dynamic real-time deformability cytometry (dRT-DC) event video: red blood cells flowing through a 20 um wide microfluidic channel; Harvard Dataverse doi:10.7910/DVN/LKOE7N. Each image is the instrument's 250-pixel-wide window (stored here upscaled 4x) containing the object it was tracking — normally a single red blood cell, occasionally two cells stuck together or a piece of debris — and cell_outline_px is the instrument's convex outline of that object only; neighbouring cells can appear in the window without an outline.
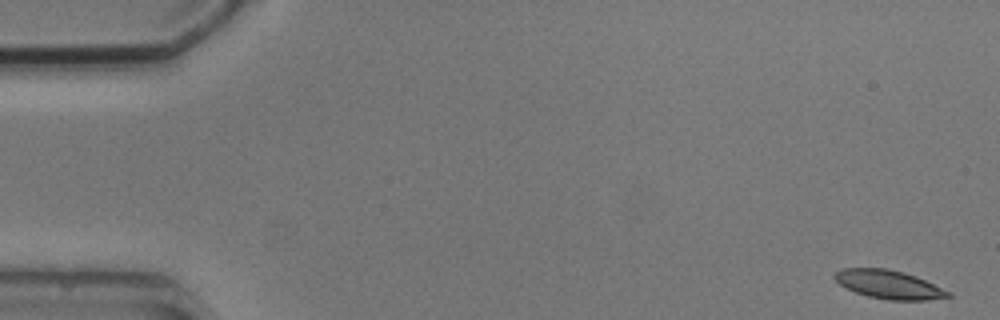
{"species": "common noctule bat (a hibernating species)", "species_latin": "Nyctalus noctula", "temperature_condition": "cold", "stored_images_in_passage": 5, "camera_frame_rate_fps": 3000, "um_per_image_px": 0.085, "animal": {"sex": "male", "body_mass_g": 20.5, "forearm_length_mm": 52.5}, "frame": {"image": 1, "passage_image": 1, "time_ms": 0.0, "image_size_px": [1000, 320], "cell_outline_px": [[952, 296], [928, 300], [888, 300], [868, 296], [856, 292], [840, 284], [832, 276], [836, 272], [844, 268], [888, 268], [904, 272], [916, 276], [952, 292]], "centroid_in_image_um": [75.59, 24.18], "position_along_channel_um": 9.4, "area_um2": 18.84}}
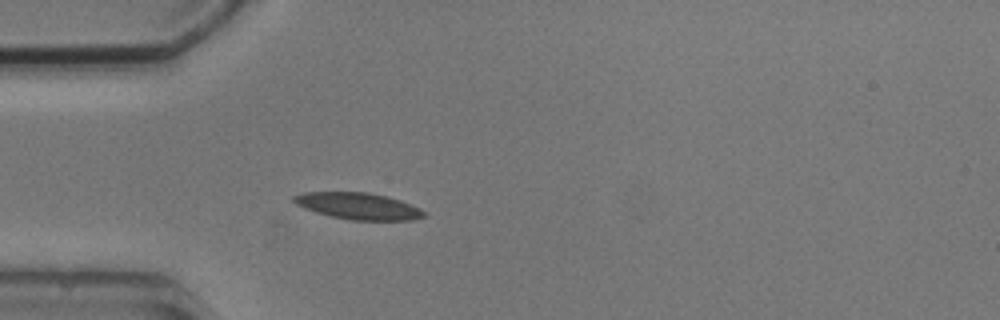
{"frame": {"image": 2, "passage_image": 5, "time_ms": 4.667, "image_size_px": [1000, 320], "cell_outline_px": [[428, 212], [424, 216], [412, 220], [348, 220], [316, 212], [304, 208], [296, 204], [292, 200], [292, 196], [304, 192], [368, 192], [388, 196], [400, 200], [420, 208]], "centroid_in_image_um": [30.46, 17.51], "position_along_channel_um": 54.5, "area_um2": 20.29}}